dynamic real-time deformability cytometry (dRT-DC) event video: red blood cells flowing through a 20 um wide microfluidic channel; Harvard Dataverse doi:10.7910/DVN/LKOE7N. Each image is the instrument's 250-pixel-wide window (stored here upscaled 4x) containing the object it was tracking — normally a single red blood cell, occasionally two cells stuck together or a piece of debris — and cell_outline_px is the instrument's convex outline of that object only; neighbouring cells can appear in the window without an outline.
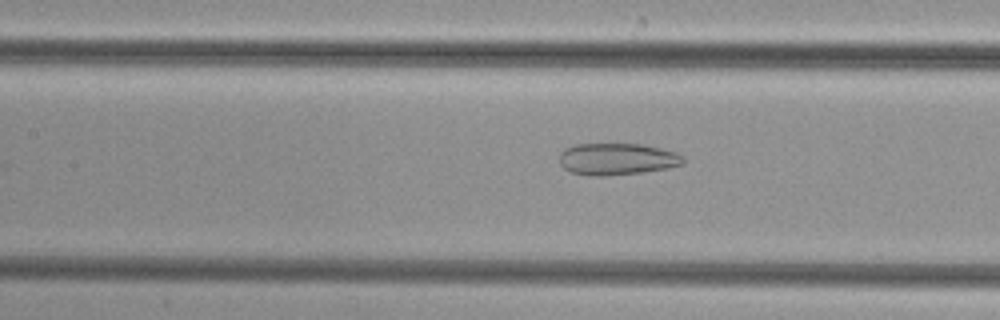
{"species": "common noctule bat (a hibernating species)", "species_latin": "Nyctalus noctula", "temperature_condition": "cold", "stored_images_in_passage": 49, "camera_frame_rate_fps": 3000, "um_per_image_px": 0.085, "animal": {"sex": "female", "body_mass_g": 29.2, "forearm_length_mm": 56.3}, "frame": {"image": 1, "passage_image": 22, "time_ms": 7.0, "image_size_px": [1000, 320], "cell_outline_px": [[684, 164], [668, 168], [640, 172], [604, 176], [588, 176], [568, 172], [560, 164], [560, 152], [564, 148], [576, 144], [640, 144], [660, 148], [676, 152], [684, 156]], "centroid_in_image_um": [52.42, 13.52], "position_along_channel_um": 155.0, "area_um2": 23.12}}
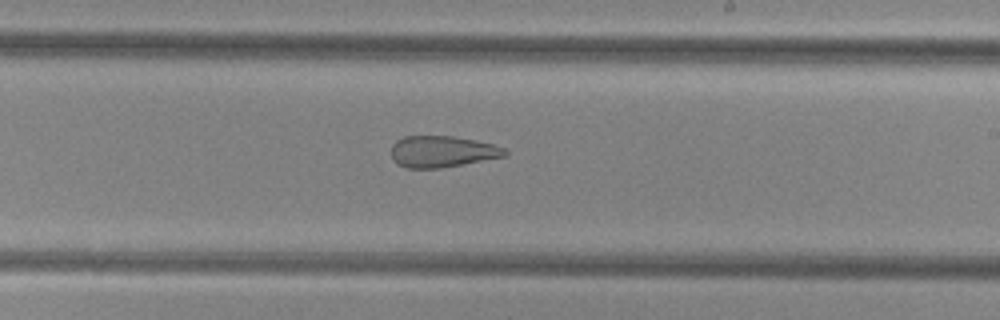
{"frame": {"image": 2, "passage_image": 29, "time_ms": 9.333, "image_size_px": [1000, 320], "cell_outline_px": [[508, 152], [504, 156], [440, 168], [404, 168], [396, 164], [392, 160], [392, 144], [396, 140], [404, 136], [452, 136], [492, 144], [504, 148]], "centroid_in_image_um": [37.51, 12.89], "position_along_channel_um": 251.5, "area_um2": 20.63}}
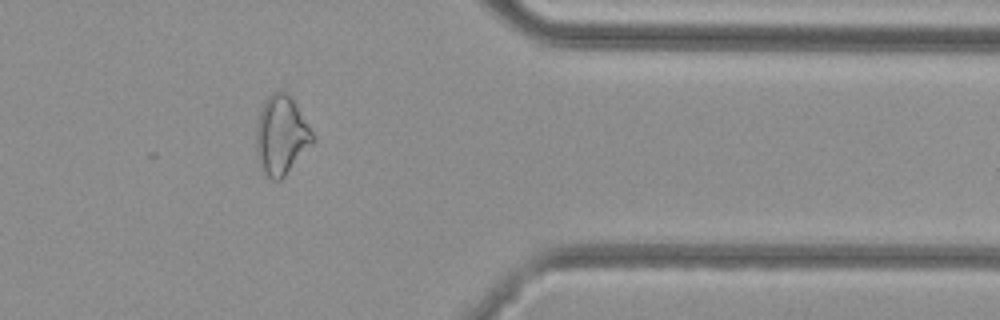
{"frame": {"image": 3, "passage_image": 40, "time_ms": 13.0, "image_size_px": [1000, 320], "cell_outline_px": [[316, 140], [284, 176], [280, 180], [272, 180], [260, 172], [256, 156], [256, 120], [268, 96], [272, 92], [288, 92], [296, 104], [308, 124]], "centroid_in_image_um": [23.88, 11.53], "position_along_channel_um": 387.5, "area_um2": 26.18}}